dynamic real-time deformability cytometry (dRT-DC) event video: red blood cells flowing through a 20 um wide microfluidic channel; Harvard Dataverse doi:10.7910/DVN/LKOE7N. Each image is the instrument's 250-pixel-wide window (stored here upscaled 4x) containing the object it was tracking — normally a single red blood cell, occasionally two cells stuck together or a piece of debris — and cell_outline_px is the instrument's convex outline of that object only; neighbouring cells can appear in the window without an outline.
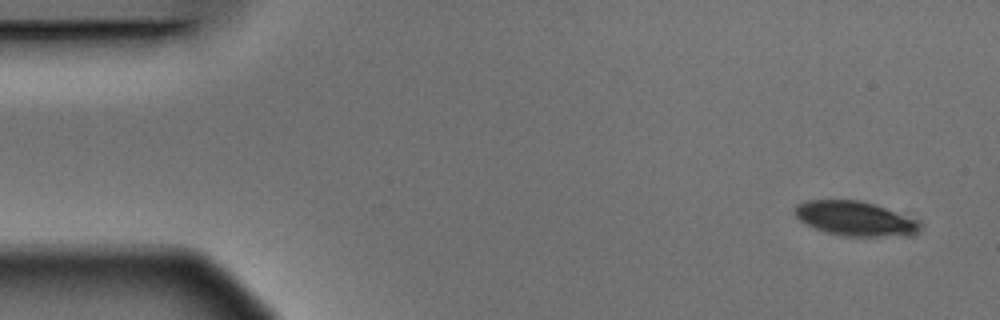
{"species": "Egyptian fruit bat (a non-hibernating species)", "species_latin": "Rousettus aegyptiacus", "temperature_condition": "warm", "stored_images_in_passage": 2, "segment_of_instrument_passage": [2, 2], "camera_frame_rate_fps": 3000, "um_per_image_px": 0.085, "animal": {"sex": "male"}, "frame": {"image": 1, "passage_image": 2, "time_ms": 0.333, "image_size_px": [1000, 320], "cell_outline_px": [[916, 232], [912, 236], [840, 236], [824, 232], [804, 224], [792, 212], [792, 208], [796, 204], [804, 200], [860, 200], [884, 208], [916, 220]], "centroid_in_image_um": [72.54, 18.58], "position_along_channel_um": 12.5, "area_um2": 25.03}}